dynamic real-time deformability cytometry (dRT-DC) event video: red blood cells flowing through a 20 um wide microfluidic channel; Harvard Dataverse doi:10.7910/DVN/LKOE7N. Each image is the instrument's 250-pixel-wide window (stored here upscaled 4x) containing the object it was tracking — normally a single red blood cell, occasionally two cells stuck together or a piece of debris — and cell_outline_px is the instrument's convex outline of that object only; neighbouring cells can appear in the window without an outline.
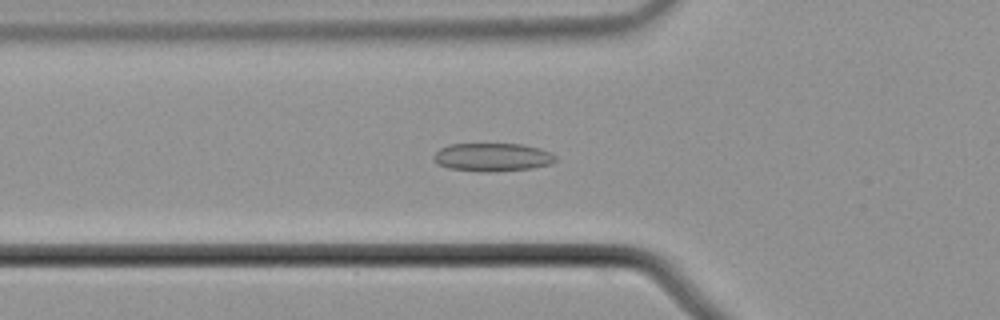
{"species": "common noctule bat (a hibernating species)", "species_latin": "Nyctalus noctula", "temperature_condition": "cold", "stored_images_in_passage": 53, "camera_frame_rate_fps": 3000, "um_per_image_px": 0.085, "animal": {"sex": "male", "body_mass_g": 21.5, "forearm_length_mm": 52.0}, "frame": {"image": 1, "passage_image": 16, "time_ms": 5.0, "image_size_px": [1000, 320], "cell_outline_px": [[556, 160], [552, 164], [532, 168], [488, 172], [484, 172], [448, 168], [436, 164], [432, 160], [432, 156], [440, 148], [448, 144], [524, 144], [540, 148], [552, 152], [556, 156]], "centroid_in_image_um": [41.85, 13.36], "position_along_channel_um": 83.9, "area_um2": 20.35}}
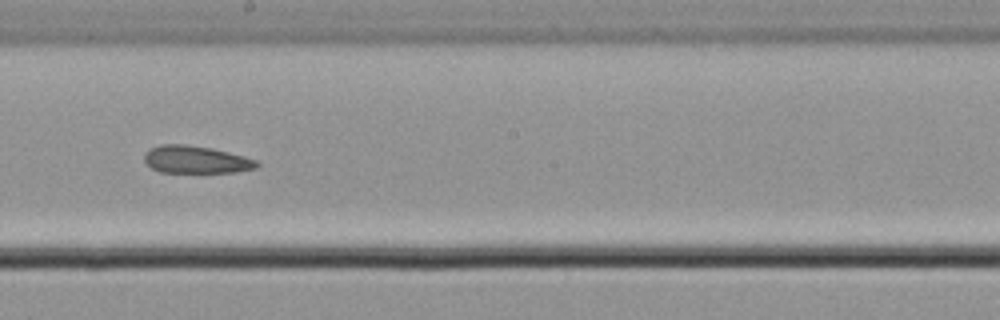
{"frame": {"image": 2, "passage_image": 28, "time_ms": 9.0, "image_size_px": [1000, 320], "cell_outline_px": [[260, 164], [256, 168], [236, 172], [160, 172], [152, 168], [144, 160], [144, 152], [148, 148], [160, 144], [184, 144], [212, 148], [244, 156], [256, 160]], "centroid_in_image_um": [16.63, 13.56], "position_along_channel_um": 231.6, "area_um2": 18.09}}
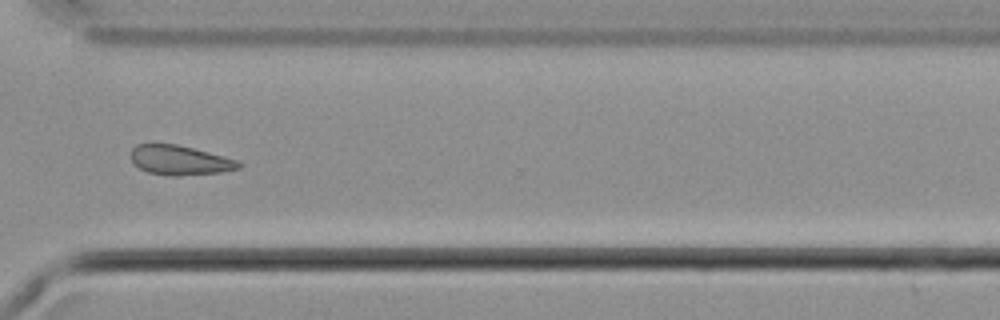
{"frame": {"image": 3, "passage_image": 38, "time_ms": 12.333, "image_size_px": [1000, 320], "cell_outline_px": [[244, 164], [240, 168], [220, 172], [180, 176], [168, 176], [148, 172], [140, 168], [132, 160], [132, 148], [136, 144], [176, 144], [240, 160]], "centroid_in_image_um": [15.33, 13.63], "position_along_channel_um": 355.3, "area_um2": 18.55}}